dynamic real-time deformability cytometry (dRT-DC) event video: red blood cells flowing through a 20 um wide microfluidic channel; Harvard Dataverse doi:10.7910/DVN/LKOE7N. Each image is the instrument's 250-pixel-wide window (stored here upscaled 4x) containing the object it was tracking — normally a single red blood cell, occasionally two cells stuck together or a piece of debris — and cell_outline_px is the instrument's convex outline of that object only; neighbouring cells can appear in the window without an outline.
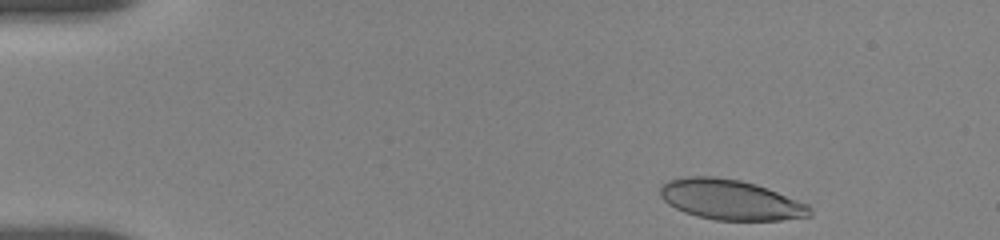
{"species": "human", "species_latin": "Homo sapiens", "temperature_condition": "room temperature", "stored_images_in_passage": 73, "camera_frame_rate_fps": 3000, "um_per_image_px": 0.085, "donor": {"sex": "female"}, "frame": {"image": 1, "passage_image": 3, "time_ms": 0.333, "image_size_px": [1000, 240], "cell_outline_px": [[812, 216], [780, 220], [716, 220], [696, 216], [684, 212], [668, 204], [660, 196], [660, 184], [668, 180], [688, 176], [716, 176], [740, 180], [756, 184], [808, 204], [812, 208]], "centroid_in_image_um": [62.08, 16.97], "position_along_channel_um": 22.9, "area_um2": 35.2}}
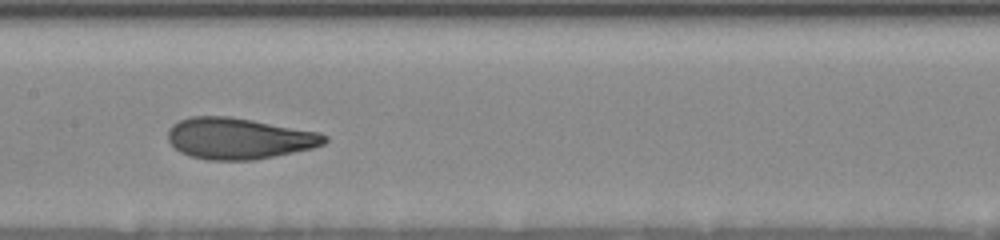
{"frame": {"image": 2, "passage_image": 45, "time_ms": 7.333, "image_size_px": [1000, 240], "cell_outline_px": [[328, 140], [324, 144], [312, 148], [252, 160], [208, 160], [188, 156], [180, 152], [168, 140], [168, 128], [172, 124], [188, 116], [228, 116], [252, 120], [320, 132], [328, 136]], "centroid_in_image_um": [20.28, 11.76], "position_along_channel_um": 187.1, "area_um2": 37.63}}
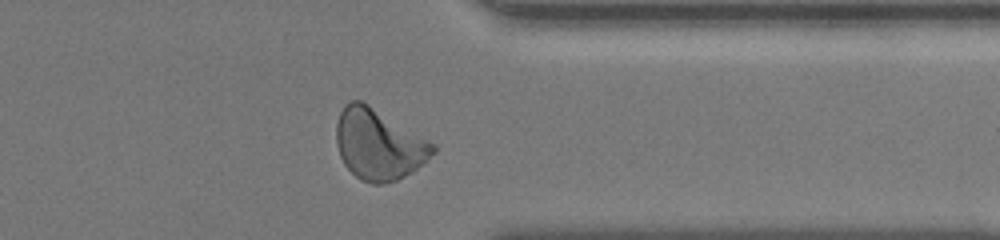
{"frame": {"image": 3, "passage_image": 63, "time_ms": 12.667, "image_size_px": [1000, 240], "cell_outline_px": [[436, 152], [416, 168], [404, 176], [396, 180], [384, 184], [372, 184], [360, 180], [344, 164], [340, 156], [336, 144], [336, 124], [340, 112], [344, 104], [352, 100], [360, 100], [368, 104], [436, 144]], "centroid_in_image_um": [32.17, 12.27], "position_along_channel_um": 379.2, "area_um2": 39.65}, "authors_computed_cell_mechanics": {"area_um2": 37.1654, "velocity_mm_per_s": 3.669, "shape_relaxation_time_tau1_ms": 5.4046, "shape_relaxation_time_tau2_ms": 1.0709, "deformation_change_tau1": 0.1986, "deformation_change_tau2": 0.0852}}